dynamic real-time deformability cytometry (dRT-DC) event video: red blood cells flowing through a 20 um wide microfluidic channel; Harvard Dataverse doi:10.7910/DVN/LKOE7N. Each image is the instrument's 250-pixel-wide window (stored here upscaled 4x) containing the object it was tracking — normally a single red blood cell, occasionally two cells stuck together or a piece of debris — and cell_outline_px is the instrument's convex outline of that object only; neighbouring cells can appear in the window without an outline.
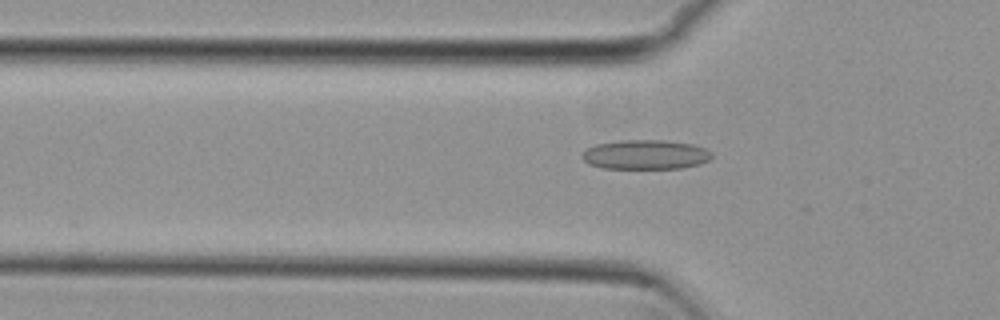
{"species": "common noctule bat (a hibernating species)", "species_latin": "Nyctalus noctula", "temperature_condition": "cold", "stored_images_in_passage": 21, "camera_frame_rate_fps": 3000, "um_per_image_px": 0.085, "animal": {"sex": "female", "body_mass_g": 29.2, "forearm_length_mm": 56.3}, "frame": {"image": 1, "passage_image": 17, "time_ms": 5.333, "image_size_px": [1000, 320], "cell_outline_px": [[712, 156], [708, 160], [700, 164], [680, 168], [604, 168], [588, 164], [580, 156], [588, 148], [596, 144], [620, 140], [664, 140], [692, 144], [704, 148], [712, 152]], "centroid_in_image_um": [54.86, 13.14], "position_along_channel_um": 70.9, "area_um2": 22.2}}
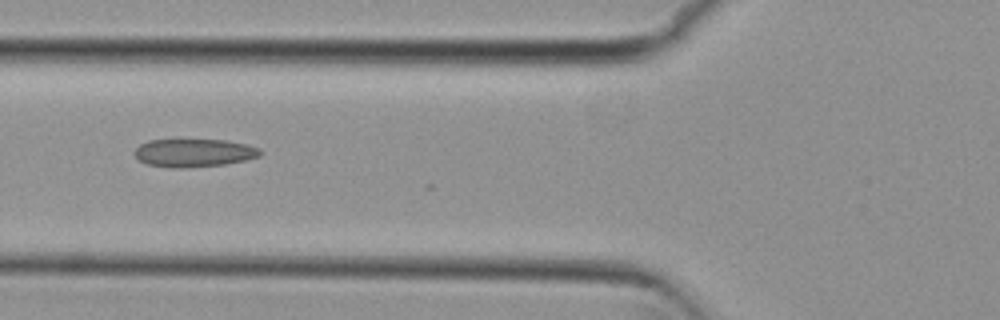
{"frame": {"image": 2, "passage_image": 20, "time_ms": 6.333, "image_size_px": [1000, 320], "cell_outline_px": [[264, 152], [260, 156], [244, 160], [224, 164], [188, 168], [172, 168], [148, 164], [140, 160], [136, 156], [136, 148], [140, 144], [148, 140], [224, 140], [248, 144], [260, 148]], "centroid_in_image_um": [16.53, 12.99], "position_along_channel_um": 109.3, "area_um2": 20.52}}